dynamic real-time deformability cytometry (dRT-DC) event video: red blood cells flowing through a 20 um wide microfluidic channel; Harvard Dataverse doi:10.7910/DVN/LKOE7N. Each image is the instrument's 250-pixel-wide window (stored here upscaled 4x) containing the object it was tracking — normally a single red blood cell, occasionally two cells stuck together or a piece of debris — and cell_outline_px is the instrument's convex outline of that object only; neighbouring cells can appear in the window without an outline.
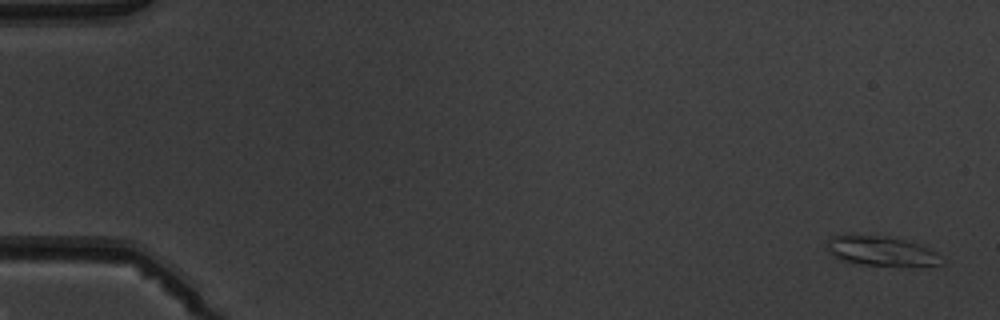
{"species": "common noctule bat (a hibernating species)", "species_latin": "Nyctalus noctula", "temperature_condition": "warm", "stored_images_in_passage": 7, "camera_frame_rate_fps": 3000, "um_per_image_px": 0.085, "animal": {"sex": "male", "body_mass_g": 19.5, "forearm_length_mm": 54.6}, "frame": {"image": 1, "passage_image": 1, "time_ms": 0.0, "image_size_px": [1000, 320], "cell_outline_px": [[944, 264], [864, 264], [844, 260], [828, 252], [824, 244], [832, 236], [844, 232], [848, 232], [888, 236], [904, 240], [928, 248], [936, 252]], "centroid_in_image_um": [74.74, 21.25], "position_along_channel_um": 10.3, "area_um2": 19.54}}
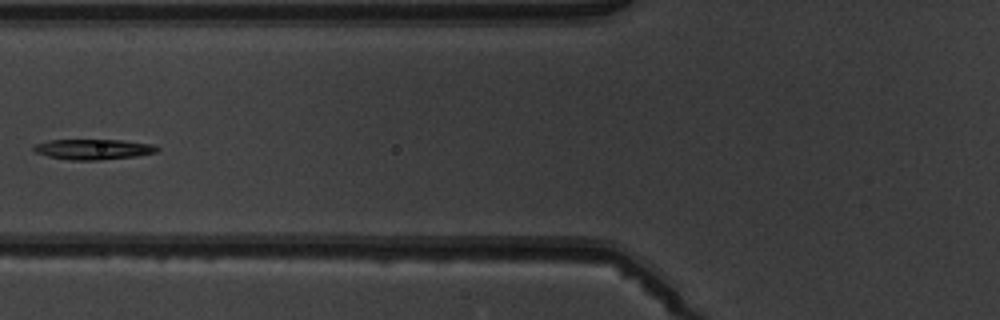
{"frame": {"image": 2, "passage_image": 6, "time_ms": 6.667, "image_size_px": [1000, 320], "cell_outline_px": [[160, 148], [156, 152], [136, 156], [96, 160], [72, 160], [48, 156], [36, 152], [32, 148], [36, 144], [48, 140], [120, 140], [152, 144]], "centroid_in_image_um": [7.93, 12.68], "position_along_channel_um": 117.9, "area_um2": 14.45}}
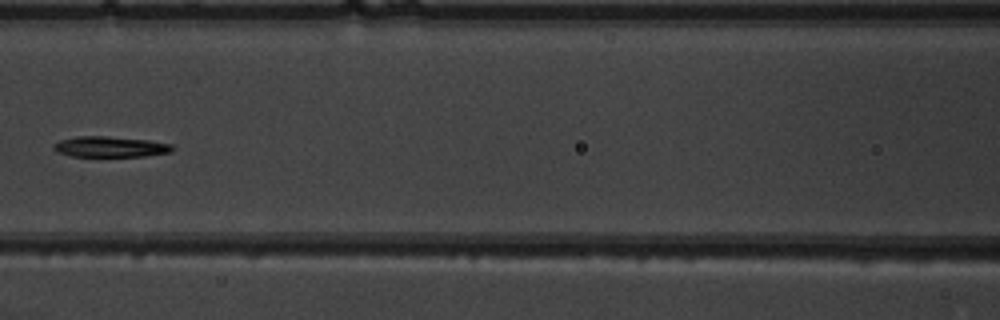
{"frame": {"image": 3, "passage_image": 7, "time_ms": 7.667, "image_size_px": [1000, 320], "cell_outline_px": [[176, 148], [172, 152], [144, 156], [72, 156], [56, 152], [52, 148], [52, 144], [60, 140], [76, 136], [104, 136], [148, 140], [172, 144]], "centroid_in_image_um": [9.37, 12.47], "position_along_channel_um": 157.2, "area_um2": 14.39}}